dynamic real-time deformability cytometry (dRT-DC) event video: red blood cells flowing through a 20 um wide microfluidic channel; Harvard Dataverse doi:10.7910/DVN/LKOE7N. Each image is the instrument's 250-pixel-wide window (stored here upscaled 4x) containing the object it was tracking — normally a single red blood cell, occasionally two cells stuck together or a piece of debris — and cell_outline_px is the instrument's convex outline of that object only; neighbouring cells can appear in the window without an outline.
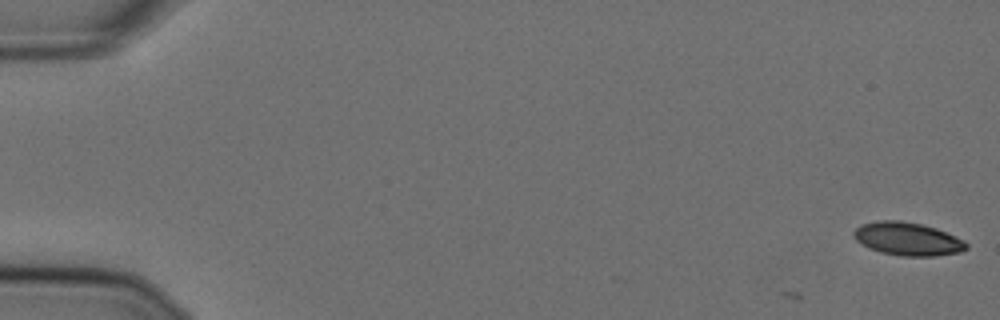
{"species": "Egyptian fruit bat (a non-hibernating species)", "species_latin": "Rousettus aegyptiacus", "temperature_condition": "cold", "stored_images_in_passage": 2, "camera_frame_rate_fps": 3000, "um_per_image_px": 0.085, "animal": {"sex": "female"}, "frame": {"image": 1, "passage_image": 2, "time_ms": 0.333, "image_size_px": [1000, 320], "cell_outline_px": [[968, 248], [960, 252], [936, 256], [900, 256], [880, 252], [868, 248], [856, 240], [852, 236], [852, 232], [860, 224], [880, 220], [900, 220], [920, 224], [936, 228], [964, 240], [968, 244]], "centroid_in_image_um": [77.12, 20.31], "position_along_channel_um": 7.9, "area_um2": 21.91}}